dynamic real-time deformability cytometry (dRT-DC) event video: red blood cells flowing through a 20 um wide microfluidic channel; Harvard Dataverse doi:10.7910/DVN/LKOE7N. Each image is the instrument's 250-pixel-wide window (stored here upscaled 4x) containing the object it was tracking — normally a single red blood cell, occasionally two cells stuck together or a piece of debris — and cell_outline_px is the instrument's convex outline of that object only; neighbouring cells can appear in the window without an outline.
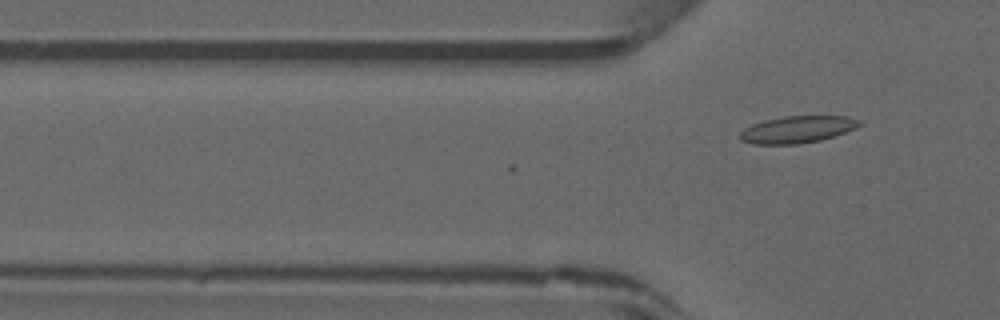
{"species": "common noctule bat (a hibernating species)", "species_latin": "Nyctalus noctula", "temperature_condition": "warm", "stored_images_in_passage": 3, "camera_frame_rate_fps": 3000, "um_per_image_px": 0.085, "animal": {"sex": "male", "forearm_length_mm": 52.5}, "frame": {"image": 1, "passage_image": 3, "time_ms": 0.667, "image_size_px": [1000, 320], "cell_outline_px": [[860, 124], [856, 128], [820, 140], [796, 144], [752, 144], [740, 140], [740, 132], [744, 128], [752, 124], [764, 120], [784, 116], [848, 116], [860, 120]], "centroid_in_image_um": [67.74, 11.0], "position_along_channel_um": 58.1, "area_um2": 18.67}}